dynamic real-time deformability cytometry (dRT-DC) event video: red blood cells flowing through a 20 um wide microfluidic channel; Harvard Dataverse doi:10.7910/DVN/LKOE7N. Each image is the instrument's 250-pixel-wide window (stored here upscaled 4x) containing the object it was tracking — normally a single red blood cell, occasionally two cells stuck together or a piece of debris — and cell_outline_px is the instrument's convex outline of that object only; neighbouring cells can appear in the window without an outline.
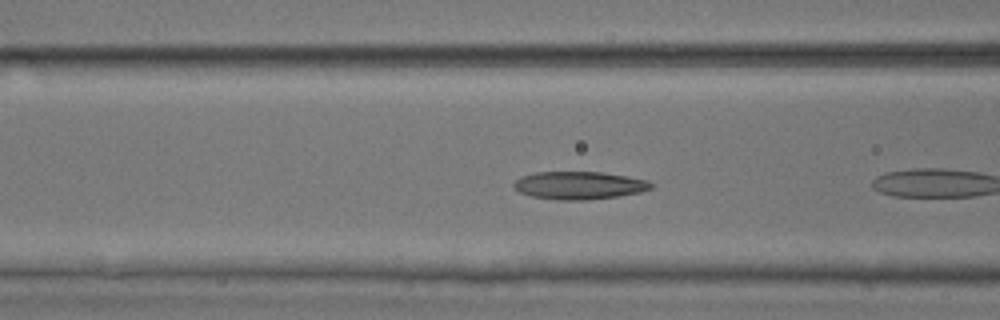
{"species": "common noctule bat (a hibernating species)", "species_latin": "Nyctalus noctula", "temperature_condition": "room temperature", "stored_images_in_passage": 8, "camera_frame_rate_fps": 3000, "um_per_image_px": 0.085, "animal": {"sex": "male", "body_mass_g": 17.9, "forearm_length_mm": 54.2}, "frame": {"image": 1, "passage_image": 4, "time_ms": 1.0, "image_size_px": [1000, 320], "cell_outline_px": [[652, 188], [640, 192], [620, 196], [584, 200], [560, 200], [532, 196], [520, 192], [512, 188], [512, 184], [520, 176], [536, 172], [600, 172], [648, 180], [652, 184]], "centroid_in_image_um": [49.19, 15.76], "position_along_channel_um": 117.4, "area_um2": 22.2}}
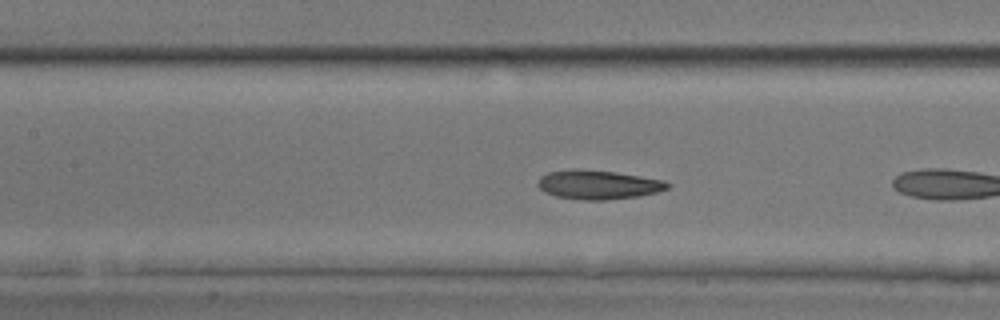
{"frame": {"image": 2, "passage_image": 7, "time_ms": 2.0, "image_size_px": [1000, 320], "cell_outline_px": [[672, 184], [668, 188], [656, 192], [640, 196], [604, 200], [580, 200], [556, 196], [544, 192], [536, 184], [540, 176], [548, 172], [576, 168], [616, 172], [664, 180]], "centroid_in_image_um": [50.83, 15.69], "position_along_channel_um": 156.6, "area_um2": 22.14}}